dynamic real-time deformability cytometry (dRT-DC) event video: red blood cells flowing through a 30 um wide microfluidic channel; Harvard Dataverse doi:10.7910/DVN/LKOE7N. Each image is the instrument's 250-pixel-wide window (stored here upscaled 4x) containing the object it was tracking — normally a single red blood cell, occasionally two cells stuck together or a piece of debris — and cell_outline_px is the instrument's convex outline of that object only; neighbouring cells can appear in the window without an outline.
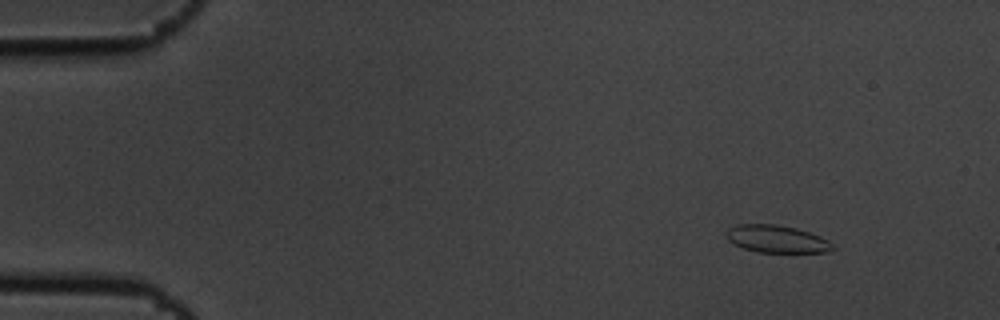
{"species": "common noctule bat (a hibernating species)", "species_latin": "Nyctalus noctula", "temperature_condition": "cold", "stored_images_in_passage": 4, "camera_frame_rate_fps": 3000, "um_per_image_px": 0.085, "animal": {"sex": "male", "body_mass_g": 19.5, "forearm_length_mm": 54.6}, "frame": {"image": 1, "passage_image": 1, "time_ms": 0.0, "image_size_px": [1000, 320], "cell_outline_px": [[836, 248], [828, 252], [756, 252], [744, 248], [728, 240], [724, 236], [724, 232], [728, 228], [736, 224], [776, 224], [796, 228], [820, 236], [828, 240]], "centroid_in_image_um": [65.99, 20.31], "position_along_channel_um": 19.0, "area_um2": 17.11}}